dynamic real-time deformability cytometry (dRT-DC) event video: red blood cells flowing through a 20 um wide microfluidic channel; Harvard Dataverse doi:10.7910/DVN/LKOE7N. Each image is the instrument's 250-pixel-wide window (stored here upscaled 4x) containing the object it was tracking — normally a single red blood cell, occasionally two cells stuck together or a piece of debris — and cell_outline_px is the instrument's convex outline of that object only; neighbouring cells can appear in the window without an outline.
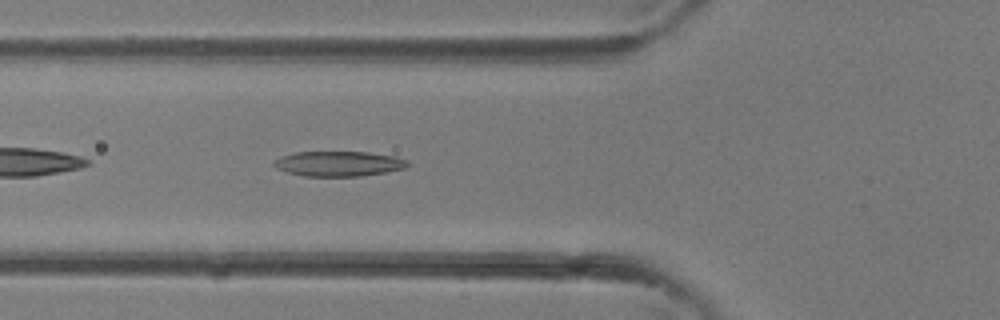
{"species": "common noctule bat (a hibernating species)", "species_latin": "Nyctalus noctula", "temperature_condition": "room temperature", "stored_images_in_passage": 26, "camera_frame_rate_fps": 3000, "um_per_image_px": 0.085, "animal": {"sex": "female"}, "frame": {"image": 1, "passage_image": 3, "time_ms": 0.667, "image_size_px": [1000, 320], "cell_outline_px": [[408, 164], [404, 168], [384, 172], [360, 176], [304, 176], [288, 172], [276, 168], [272, 164], [280, 156], [296, 152], [368, 152], [396, 156], [408, 160]], "centroid_in_image_um": [28.78, 13.91], "position_along_channel_um": 97.0, "area_um2": 19.42}}
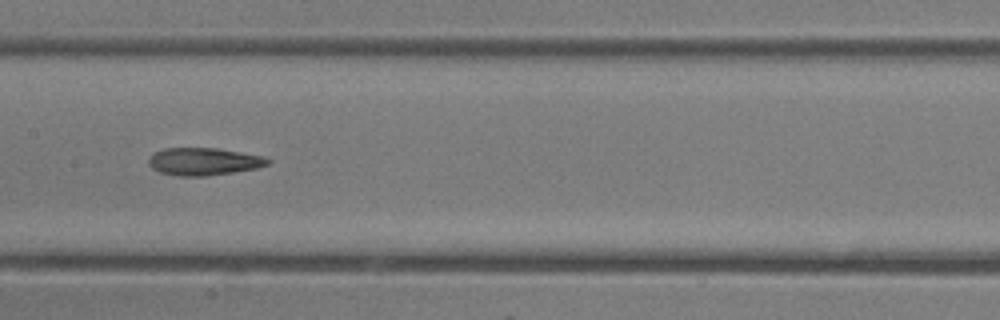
{"frame": {"image": 2, "passage_image": 8, "time_ms": 2.333, "image_size_px": [1000, 320], "cell_outline_px": [[272, 160], [268, 164], [256, 168], [208, 176], [180, 176], [160, 172], [152, 168], [148, 164], [148, 160], [156, 152], [164, 148], [216, 148], [264, 156]], "centroid_in_image_um": [17.33, 13.73], "position_along_channel_um": 190.1, "area_um2": 18.96}}
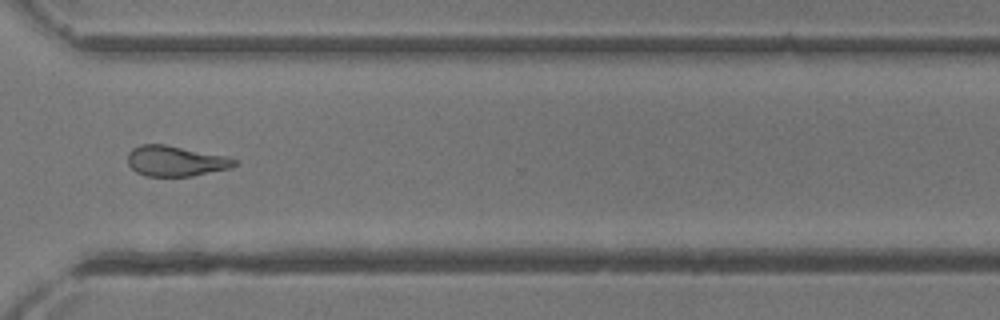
{"frame": {"image": 3, "passage_image": 17, "time_ms": 5.333, "image_size_px": [1000, 320], "cell_outline_px": [[236, 164], [232, 168], [192, 176], [144, 176], [136, 172], [128, 164], [128, 152], [132, 148], [140, 144], [164, 144], [228, 156], [236, 160]], "centroid_in_image_um": [14.92, 13.68], "position_along_channel_um": 355.7, "area_um2": 19.07}}